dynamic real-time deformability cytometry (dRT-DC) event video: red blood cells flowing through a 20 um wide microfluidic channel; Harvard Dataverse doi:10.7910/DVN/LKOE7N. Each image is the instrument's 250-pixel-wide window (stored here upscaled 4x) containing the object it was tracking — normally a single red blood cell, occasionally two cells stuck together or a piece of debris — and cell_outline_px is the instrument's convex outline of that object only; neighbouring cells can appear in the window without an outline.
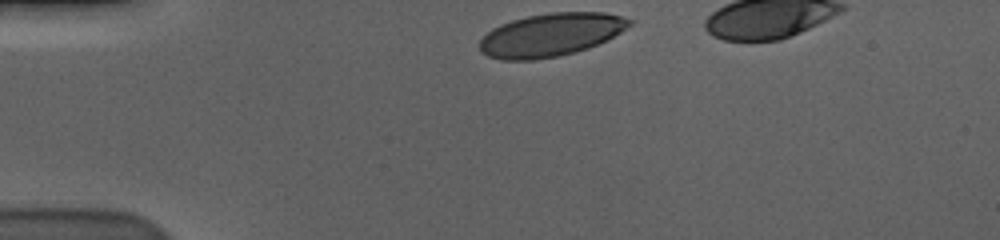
{"species": "human", "species_latin": "Homo sapiens", "temperature_condition": "cold", "stored_images_in_passage": 35, "camera_frame_rate_fps": 3000, "um_per_image_px": 0.085, "donor": {"sex": "male"}, "frame": {"image": 1, "passage_image": 1, "time_ms": 0.0, "image_size_px": [1000, 240], "cell_outline_px": [[632, 24], [608, 40], [588, 48], [556, 56], [536, 60], [500, 60], [488, 56], [480, 52], [480, 40], [492, 28], [500, 24], [512, 20], [528, 16], [552, 12], [604, 12], [620, 16], [632, 20]], "centroid_in_image_um": [46.8, 2.96], "position_along_channel_um": 38.2, "area_um2": 37.51}}
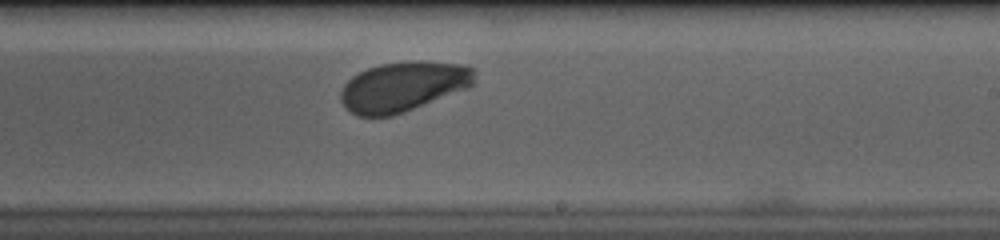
{"frame": {"image": 2, "passage_image": 23, "time_ms": 7.333, "image_size_px": [1000, 240], "cell_outline_px": [[476, 72], [472, 84], [468, 88], [404, 112], [392, 116], [356, 116], [344, 108], [340, 100], [340, 92], [344, 84], [352, 76], [368, 68], [380, 64], [420, 60], [460, 64], [472, 68]], "centroid_in_image_um": [34.24, 7.36], "position_along_channel_um": 254.8, "area_um2": 38.96}}
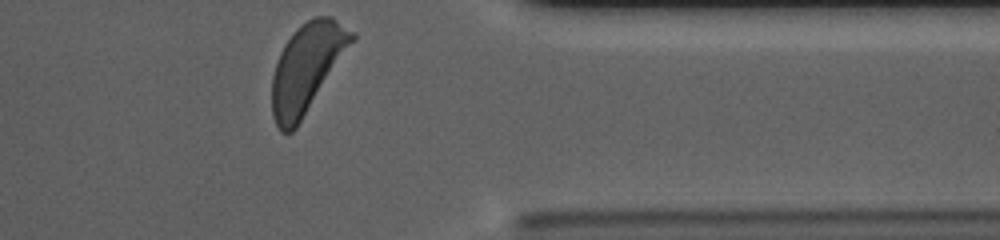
{"frame": {"image": 3, "passage_image": 35, "time_ms": 11.333, "image_size_px": [1000, 240], "cell_outline_px": [[356, 36], [296, 128], [292, 132], [280, 132], [272, 116], [272, 76], [280, 52], [284, 44], [296, 28], [300, 24], [316, 16], [332, 16], [356, 32]], "centroid_in_image_um": [26.06, 5.74], "position_along_channel_um": 385.3, "area_um2": 40.63}, "authors_computed_cell_mechanics": {"area_um2": 39.4774, "velocity_mm_per_s": 3.5343, "shape_relaxation_time_tau1_ms": 4.6592, "shape_relaxation_time_tau2_ms": null, "deformation_change_tau1": 0.1966, "deformation_change_tau2": null}}